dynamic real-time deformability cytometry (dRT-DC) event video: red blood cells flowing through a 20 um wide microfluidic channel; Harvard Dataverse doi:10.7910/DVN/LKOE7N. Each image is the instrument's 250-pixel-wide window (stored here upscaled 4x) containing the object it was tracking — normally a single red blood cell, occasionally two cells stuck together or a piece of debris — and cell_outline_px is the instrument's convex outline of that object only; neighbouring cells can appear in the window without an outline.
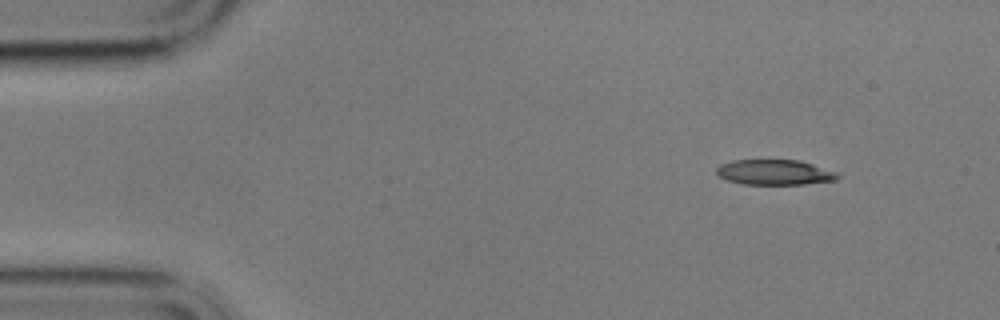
{"species": "common noctule bat (a hibernating species)", "species_latin": "Nyctalus noctula", "temperature_condition": "cold", "stored_images_in_passage": 4, "camera_frame_rate_fps": 3000, "um_per_image_px": 0.085, "animal": {"sex": "male", "body_mass_g": 17.9}, "frame": {"image": 1, "passage_image": 1, "time_ms": 0.0, "image_size_px": [1000, 320], "cell_outline_px": [[840, 176], [836, 180], [804, 184], [744, 184], [728, 180], [720, 176], [716, 172], [716, 168], [720, 164], [732, 160], [800, 160], [840, 172]], "centroid_in_image_um": [65.89, 14.64], "position_along_channel_um": 19.1, "area_um2": 17.92}}
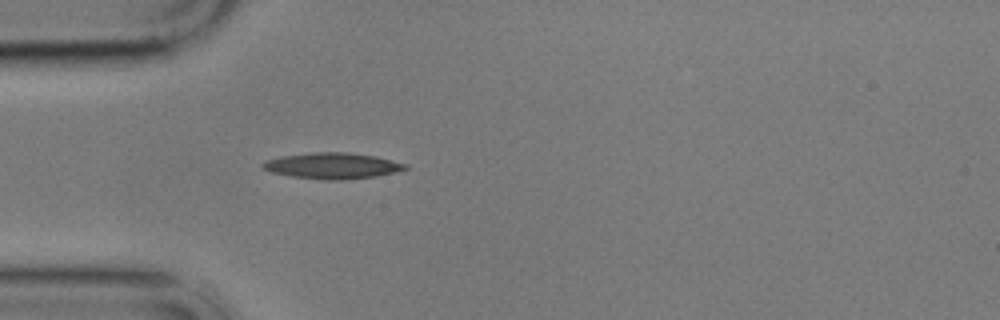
{"frame": {"image": 2, "passage_image": 4, "time_ms": 3.333, "image_size_px": [1000, 320], "cell_outline_px": [[408, 168], [396, 172], [376, 176], [344, 180], [328, 180], [292, 176], [272, 172], [260, 168], [260, 164], [264, 160], [280, 156], [316, 152], [348, 152], [376, 156], [408, 164]], "centroid_in_image_um": [28.24, 14.08], "position_along_channel_um": 56.8, "area_um2": 21.73}}